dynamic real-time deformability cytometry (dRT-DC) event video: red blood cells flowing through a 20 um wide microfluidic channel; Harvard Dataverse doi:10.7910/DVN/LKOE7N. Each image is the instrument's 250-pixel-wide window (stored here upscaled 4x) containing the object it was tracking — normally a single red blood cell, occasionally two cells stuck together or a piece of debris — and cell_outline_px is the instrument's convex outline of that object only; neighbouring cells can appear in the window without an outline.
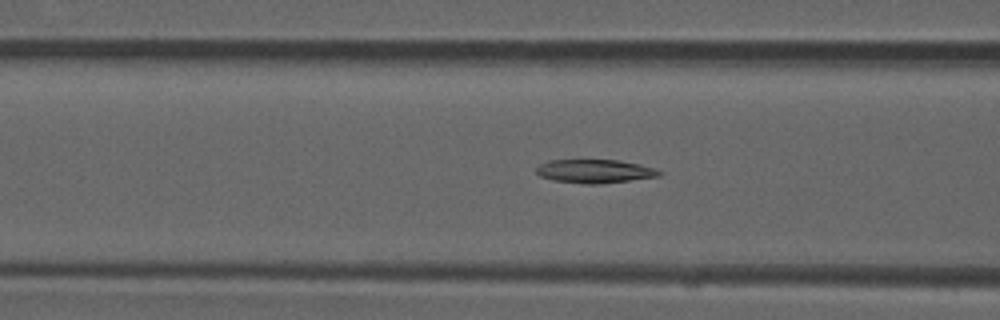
{"species": "common noctule bat (a hibernating species)", "species_latin": "Nyctalus noctula", "temperature_condition": "room temperature", "stored_images_in_passage": 53, "camera_frame_rate_fps": 3000, "um_per_image_px": 0.085, "animal": {"sex": "male", "forearm_length_mm": 52.5}, "frame": {"image": 1, "passage_image": 20, "time_ms": 6.333, "image_size_px": [1000, 320], "cell_outline_px": [[664, 172], [660, 176], [596, 184], [588, 184], [552, 180], [540, 176], [536, 172], [536, 168], [540, 164], [548, 160], [616, 160], [640, 164], [656, 168]], "centroid_in_image_um": [50.56, 14.55], "position_along_channel_um": 116.0, "area_um2": 16.82}}
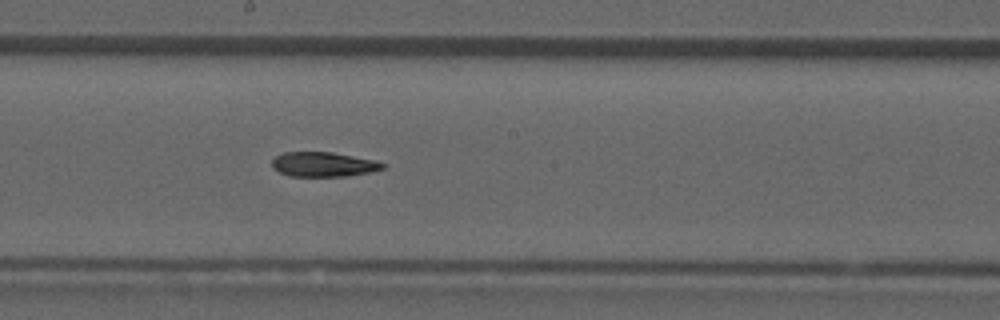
{"frame": {"image": 2, "passage_image": 28, "time_ms": 9.0, "image_size_px": [1000, 320], "cell_outline_px": [[384, 168], [368, 172], [348, 176], [292, 176], [280, 172], [272, 168], [272, 160], [276, 156], [284, 152], [332, 152], [376, 160], [384, 164]], "centroid_in_image_um": [27.47, 13.96], "position_along_channel_um": 220.7, "area_um2": 15.78}}
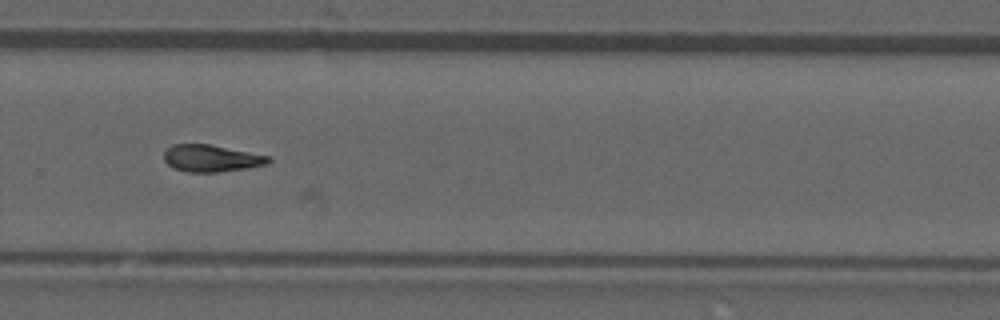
{"frame": {"image": 3, "passage_image": 35, "time_ms": 11.333, "image_size_px": [1000, 320], "cell_outline_px": [[272, 160], [268, 164], [244, 168], [216, 172], [188, 172], [172, 168], [164, 160], [164, 152], [172, 144], [208, 144], [268, 156]], "centroid_in_image_um": [17.91, 13.46], "position_along_channel_um": 311.9, "area_um2": 16.18}}